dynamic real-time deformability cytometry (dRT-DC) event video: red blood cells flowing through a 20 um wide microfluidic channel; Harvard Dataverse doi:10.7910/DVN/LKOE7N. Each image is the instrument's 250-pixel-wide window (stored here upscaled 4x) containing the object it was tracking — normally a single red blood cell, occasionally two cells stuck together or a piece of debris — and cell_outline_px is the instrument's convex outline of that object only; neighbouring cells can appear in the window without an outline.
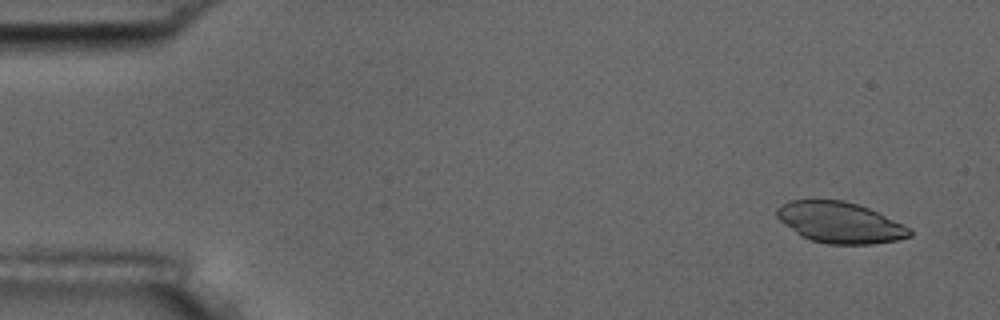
{"species": "common noctule bat (a hibernating species)", "species_latin": "Nyctalus noctula", "temperature_condition": "room temperature", "stored_images_in_passage": 5, "camera_frame_rate_fps": 3000, "um_per_image_px": 0.085, "animal": {"sex": "male", "body_mass_g": 17.5, "forearm_length_mm": 52.3}, "frame": {"image": 1, "passage_image": 2, "time_ms": 1.0, "image_size_px": [1000, 320], "cell_outline_px": [[912, 236], [896, 240], [872, 244], [828, 244], [812, 240], [800, 236], [780, 220], [776, 216], [776, 208], [792, 200], [844, 200], [868, 208], [904, 224], [912, 228]], "centroid_in_image_um": [71.42, 18.92], "position_along_channel_um": 13.6, "area_um2": 31.56}}